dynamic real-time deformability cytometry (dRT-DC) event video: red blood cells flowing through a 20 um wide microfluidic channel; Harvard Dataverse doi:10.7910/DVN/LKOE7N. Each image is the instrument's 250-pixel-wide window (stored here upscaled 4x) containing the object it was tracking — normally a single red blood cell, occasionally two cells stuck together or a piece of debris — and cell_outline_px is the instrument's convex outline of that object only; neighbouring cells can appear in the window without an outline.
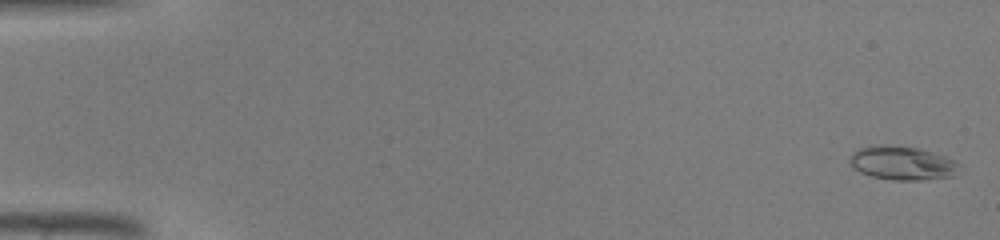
{"species": "common noctule bat (a hibernating species)", "species_latin": "Nyctalus noctula", "temperature_condition": "warm", "stored_images_in_passage": 46, "camera_frame_rate_fps": 3000, "um_per_image_px": 0.085, "animal": {"sex": "male", "body_mass_g": 19.0, "forearm_length_mm": 50.8}, "frame": {"image": 1, "passage_image": 2, "time_ms": 0.333, "image_size_px": [1000, 240], "cell_outline_px": [[960, 164], [952, 176], [920, 180], [892, 180], [872, 176], [860, 172], [848, 160], [852, 152], [856, 148], [880, 144], [884, 144], [916, 148], [944, 156]], "centroid_in_image_um": [76.63, 13.85], "position_along_channel_um": 8.4, "area_um2": 21.27}}
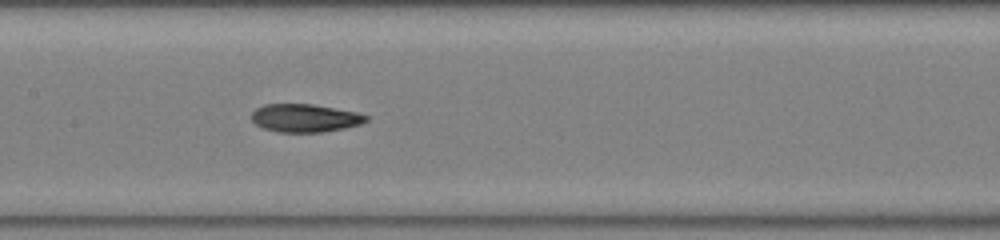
{"frame": {"image": 2, "passage_image": 24, "time_ms": 7.667, "image_size_px": [1000, 240], "cell_outline_px": [[368, 120], [360, 124], [344, 128], [324, 132], [276, 132], [264, 128], [256, 124], [252, 120], [252, 112], [256, 108], [264, 104], [312, 104], [356, 112], [368, 116]], "centroid_in_image_um": [25.91, 10.03], "position_along_channel_um": 181.5, "area_um2": 18.67}}
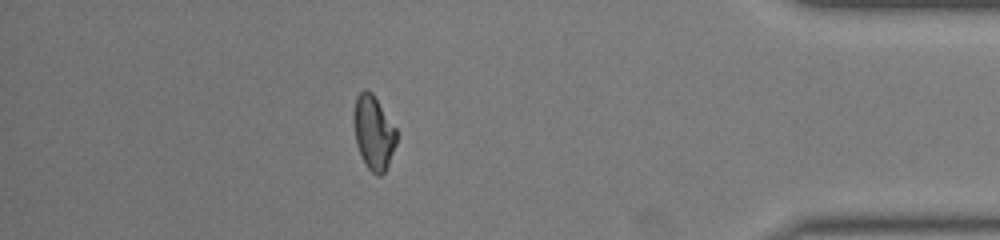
{"frame": {"image": 3, "passage_image": 41, "time_ms": 13.333, "image_size_px": [1000, 240], "cell_outline_px": [[396, 144], [388, 164], [384, 172], [380, 176], [376, 176], [364, 164], [356, 144], [352, 120], [352, 112], [356, 96], [364, 88], [372, 92], [396, 128]], "centroid_in_image_um": [31.71, 11.25], "position_along_channel_um": 403.5, "area_um2": 18.73}}